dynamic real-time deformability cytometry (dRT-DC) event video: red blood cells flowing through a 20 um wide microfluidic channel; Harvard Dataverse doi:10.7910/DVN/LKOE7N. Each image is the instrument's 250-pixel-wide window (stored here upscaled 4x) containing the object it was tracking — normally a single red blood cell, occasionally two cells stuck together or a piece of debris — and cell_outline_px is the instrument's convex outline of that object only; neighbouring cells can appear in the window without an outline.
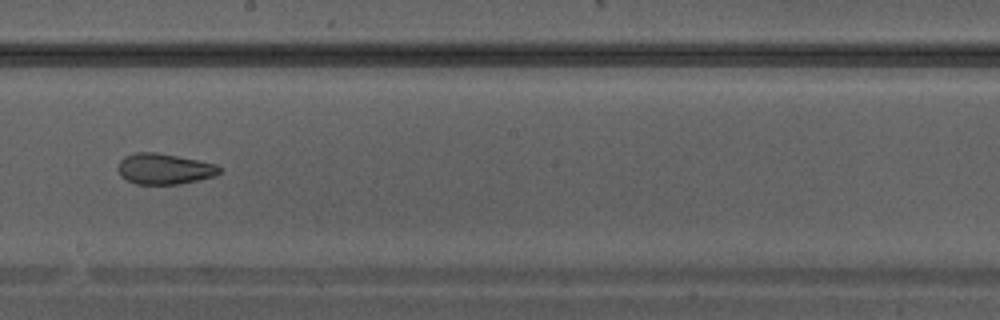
{"species": "Egyptian fruit bat (a non-hibernating species)", "species_latin": "Rousettus aegyptiacus", "temperature_condition": "warm", "stored_images_in_passage": 35, "camera_frame_rate_fps": 3000, "um_per_image_px": 0.085, "animal": {"sex": "male"}, "frame": {"image": 1, "passage_image": 20, "time_ms": 6.333, "image_size_px": [1000, 320], "cell_outline_px": [[220, 172], [216, 176], [180, 184], [136, 184], [120, 176], [116, 168], [120, 160], [124, 156], [136, 152], [156, 152], [216, 164], [220, 168]], "centroid_in_image_um": [13.93, 14.36], "position_along_channel_um": 234.3, "area_um2": 18.21}}